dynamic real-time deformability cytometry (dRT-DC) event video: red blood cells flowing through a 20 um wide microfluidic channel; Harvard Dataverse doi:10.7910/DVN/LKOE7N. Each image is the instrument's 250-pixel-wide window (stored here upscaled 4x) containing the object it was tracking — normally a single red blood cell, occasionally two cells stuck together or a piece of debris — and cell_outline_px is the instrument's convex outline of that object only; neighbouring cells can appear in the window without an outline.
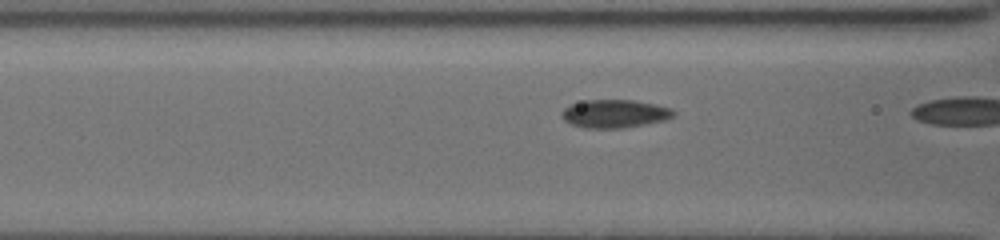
{"species": "common noctule bat (a hibernating species)", "species_latin": "Nyctalus noctula", "temperature_condition": "cold", "stored_images_in_passage": 12, "camera_frame_rate_fps": 3000, "um_per_image_px": 0.085, "animal": {"sex": "female", "body_mass_g": 19.5, "forearm_length_mm": 54.1}, "frame": {"image": 1, "passage_image": 11, "time_ms": 3.333, "image_size_px": [1000, 240], "cell_outline_px": [[676, 112], [672, 116], [664, 120], [644, 124], [620, 128], [584, 128], [572, 124], [564, 120], [560, 116], [560, 112], [564, 108], [572, 104], [584, 100], [632, 100], [656, 104], [672, 108]], "centroid_in_image_um": [52.22, 9.66], "position_along_channel_um": 114.4, "area_um2": 18.32}}